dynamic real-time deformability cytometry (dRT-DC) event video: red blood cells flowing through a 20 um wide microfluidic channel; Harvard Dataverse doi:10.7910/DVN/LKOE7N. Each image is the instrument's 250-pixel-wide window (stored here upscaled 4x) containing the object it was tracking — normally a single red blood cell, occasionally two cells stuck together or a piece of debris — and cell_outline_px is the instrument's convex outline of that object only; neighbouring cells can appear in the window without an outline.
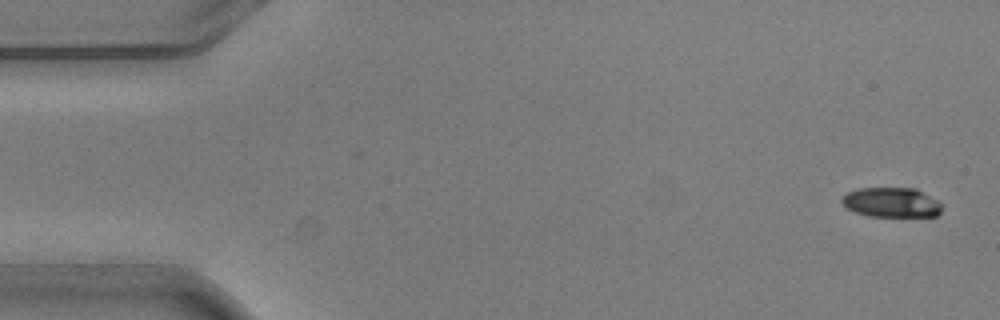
{"species": "common noctule bat (a hibernating species)", "species_latin": "Nyctalus noctula", "temperature_condition": "warm", "stored_images_in_passage": 2, "camera_frame_rate_fps": 3000, "um_per_image_px": 0.085, "animal": {"sex": "male", "body_mass_g": 20.5, "forearm_length_mm": 52.5}, "frame": {"image": 1, "passage_image": 2, "time_ms": 0.333, "image_size_px": [1000, 320], "cell_outline_px": [[940, 212], [936, 216], [868, 216], [856, 212], [848, 208], [840, 200], [848, 192], [860, 188], [916, 188], [936, 200], [940, 204]], "centroid_in_image_um": [75.76, 17.2], "position_along_channel_um": 9.2, "area_um2": 17.05}}